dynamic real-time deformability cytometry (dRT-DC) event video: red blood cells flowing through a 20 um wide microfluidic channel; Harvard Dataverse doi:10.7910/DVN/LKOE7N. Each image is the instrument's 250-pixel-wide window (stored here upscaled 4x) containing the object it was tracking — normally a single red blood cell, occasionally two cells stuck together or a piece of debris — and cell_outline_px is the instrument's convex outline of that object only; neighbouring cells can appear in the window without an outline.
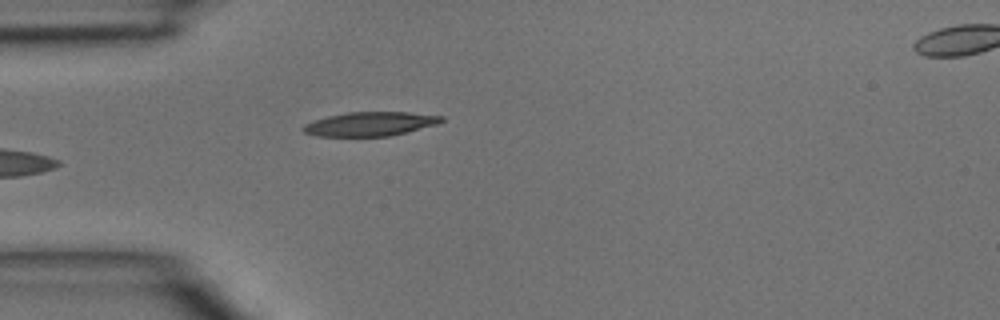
{"species": "common noctule bat (a hibernating species)", "species_latin": "Nyctalus noctula", "temperature_condition": "room temperature", "stored_images_in_passage": 4, "segment_of_instrument_passage": [1, 2], "camera_frame_rate_fps": 3000, "um_per_image_px": 0.085, "animal": {"sex": "male", "body_mass_g": 15.6}, "frame": {"image": 1, "passage_image": 3, "time_ms": 0.667, "image_size_px": [1000, 320], "cell_outline_px": [[444, 120], [436, 124], [388, 136], [316, 136], [304, 132], [300, 128], [304, 124], [312, 120], [328, 116], [348, 112], [408, 112], [444, 116]], "centroid_in_image_um": [31.4, 10.53], "position_along_channel_um": 53.6, "area_um2": 19.25}}